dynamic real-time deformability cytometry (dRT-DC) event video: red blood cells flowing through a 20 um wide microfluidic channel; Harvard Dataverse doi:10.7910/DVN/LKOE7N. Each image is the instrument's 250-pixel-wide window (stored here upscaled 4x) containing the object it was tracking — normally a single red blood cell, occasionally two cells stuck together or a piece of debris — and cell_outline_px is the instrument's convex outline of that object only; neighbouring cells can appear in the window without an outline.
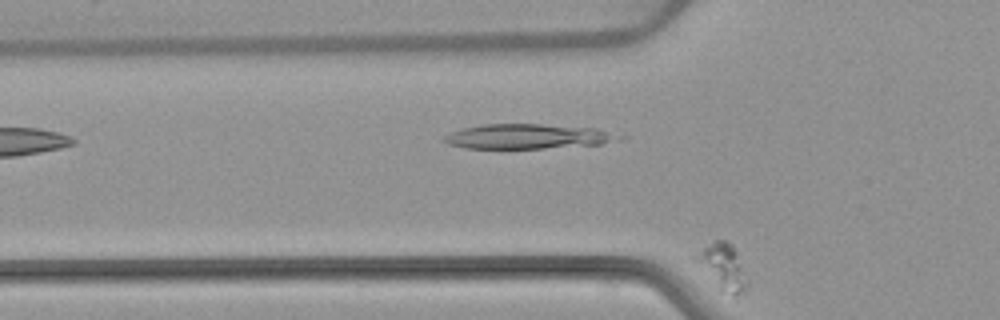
{"species": "common noctule bat (a hibernating species)", "species_latin": "Nyctalus noctula", "temperature_condition": "warm", "stored_images_in_passage": 5, "camera_frame_rate_fps": 3000, "um_per_image_px": 0.085, "animal": {"sex": "female", "body_mass_g": 22.7, "forearm_length_mm": 54.2}, "frame": {"image": 1, "passage_image": 5, "time_ms": 5.333, "image_size_px": [1000, 320], "cell_outline_px": [[748, 284], [740, 292], [732, 296], [720, 292], [692, 260], [692, 256], [716, 240], [724, 240], [732, 244], [748, 276]], "centroid_in_image_um": [61.4, 22.71], "position_along_channel_um": 64.4, "area_um2": 14.05}}